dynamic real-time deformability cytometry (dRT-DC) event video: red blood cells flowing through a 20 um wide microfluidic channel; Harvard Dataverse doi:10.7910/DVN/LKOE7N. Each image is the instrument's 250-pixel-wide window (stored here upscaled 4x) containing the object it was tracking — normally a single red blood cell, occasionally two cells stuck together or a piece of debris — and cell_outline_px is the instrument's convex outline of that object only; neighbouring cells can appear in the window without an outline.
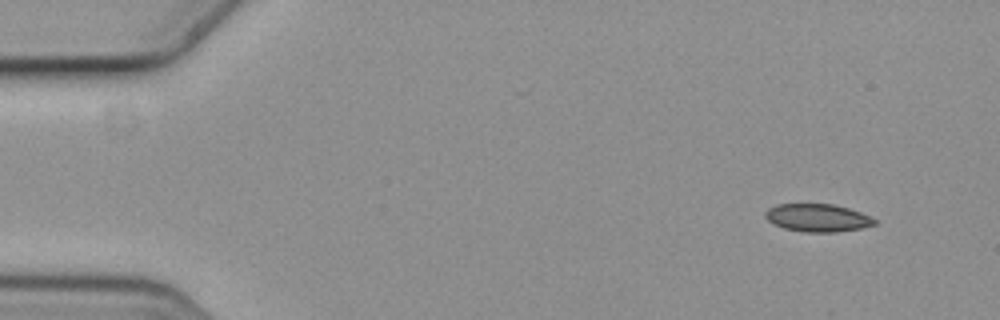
{"species": "common noctule bat (a hibernating species)", "species_latin": "Nyctalus noctula", "temperature_condition": "cold", "stored_images_in_passage": 5, "segment_of_instrument_passage": [1, 2], "camera_frame_rate_fps": 3000, "um_per_image_px": 0.085, "animal": {"sex": "female", "body_mass_g": 19.3, "forearm_length_mm": 54.1}, "frame": {"image": 1, "passage_image": 1, "time_ms": 0.0, "image_size_px": [1000, 320], "cell_outline_px": [[876, 224], [860, 228], [836, 232], [804, 232], [784, 228], [772, 224], [764, 216], [764, 212], [768, 208], [776, 204], [832, 204], [848, 208], [872, 216], [876, 220]], "centroid_in_image_um": [69.47, 18.51], "position_along_channel_um": 15.5, "area_um2": 17.8}}
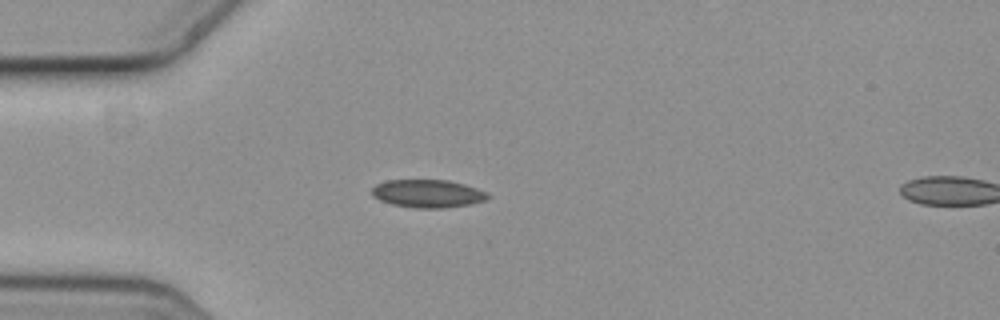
{"frame": {"image": 2, "passage_image": 4, "time_ms": 1.0, "image_size_px": [1000, 320], "cell_outline_px": [[492, 196], [488, 200], [472, 204], [444, 208], [412, 208], [392, 204], [380, 200], [372, 196], [372, 188], [376, 184], [388, 180], [448, 180], [464, 184], [488, 192]], "centroid_in_image_um": [36.4, 16.46], "position_along_channel_um": 48.6, "area_um2": 19.13}}